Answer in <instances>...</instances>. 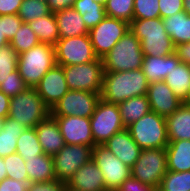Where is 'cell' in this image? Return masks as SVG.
Here are the masks:
<instances>
[{
    "instance_id": "cell-1",
    "label": "cell",
    "mask_w": 190,
    "mask_h": 191,
    "mask_svg": "<svg viewBox=\"0 0 190 191\" xmlns=\"http://www.w3.org/2000/svg\"><path fill=\"white\" fill-rule=\"evenodd\" d=\"M149 82L142 70L104 71L101 98L119 104L129 98L147 95Z\"/></svg>"
},
{
    "instance_id": "cell-2",
    "label": "cell",
    "mask_w": 190,
    "mask_h": 191,
    "mask_svg": "<svg viewBox=\"0 0 190 191\" xmlns=\"http://www.w3.org/2000/svg\"><path fill=\"white\" fill-rule=\"evenodd\" d=\"M129 30L140 41L144 56H168L175 52V46L160 17L133 19L129 23Z\"/></svg>"
},
{
    "instance_id": "cell-3",
    "label": "cell",
    "mask_w": 190,
    "mask_h": 191,
    "mask_svg": "<svg viewBox=\"0 0 190 191\" xmlns=\"http://www.w3.org/2000/svg\"><path fill=\"white\" fill-rule=\"evenodd\" d=\"M56 65L55 48L47 43H39L19 54L17 70L29 88H35L41 78Z\"/></svg>"
},
{
    "instance_id": "cell-4",
    "label": "cell",
    "mask_w": 190,
    "mask_h": 191,
    "mask_svg": "<svg viewBox=\"0 0 190 191\" xmlns=\"http://www.w3.org/2000/svg\"><path fill=\"white\" fill-rule=\"evenodd\" d=\"M141 43L129 30L102 58L104 71L121 72L142 68Z\"/></svg>"
},
{
    "instance_id": "cell-5",
    "label": "cell",
    "mask_w": 190,
    "mask_h": 191,
    "mask_svg": "<svg viewBox=\"0 0 190 191\" xmlns=\"http://www.w3.org/2000/svg\"><path fill=\"white\" fill-rule=\"evenodd\" d=\"M126 129L142 150L166 148L169 143L166 118L153 111L148 112Z\"/></svg>"
},
{
    "instance_id": "cell-6",
    "label": "cell",
    "mask_w": 190,
    "mask_h": 191,
    "mask_svg": "<svg viewBox=\"0 0 190 191\" xmlns=\"http://www.w3.org/2000/svg\"><path fill=\"white\" fill-rule=\"evenodd\" d=\"M50 114L51 110L45 105L35 88H27L10 99L8 117L26 128L36 127Z\"/></svg>"
},
{
    "instance_id": "cell-7",
    "label": "cell",
    "mask_w": 190,
    "mask_h": 191,
    "mask_svg": "<svg viewBox=\"0 0 190 191\" xmlns=\"http://www.w3.org/2000/svg\"><path fill=\"white\" fill-rule=\"evenodd\" d=\"M69 90H81L101 94L103 86V60L62 66Z\"/></svg>"
},
{
    "instance_id": "cell-8",
    "label": "cell",
    "mask_w": 190,
    "mask_h": 191,
    "mask_svg": "<svg viewBox=\"0 0 190 191\" xmlns=\"http://www.w3.org/2000/svg\"><path fill=\"white\" fill-rule=\"evenodd\" d=\"M90 123L94 146L103 145L115 133L125 129L118 104L107 102L102 98L90 117Z\"/></svg>"
},
{
    "instance_id": "cell-9",
    "label": "cell",
    "mask_w": 190,
    "mask_h": 191,
    "mask_svg": "<svg viewBox=\"0 0 190 191\" xmlns=\"http://www.w3.org/2000/svg\"><path fill=\"white\" fill-rule=\"evenodd\" d=\"M167 171L166 148H154L141 150L139 158L131 168V175L158 189Z\"/></svg>"
},
{
    "instance_id": "cell-10",
    "label": "cell",
    "mask_w": 190,
    "mask_h": 191,
    "mask_svg": "<svg viewBox=\"0 0 190 191\" xmlns=\"http://www.w3.org/2000/svg\"><path fill=\"white\" fill-rule=\"evenodd\" d=\"M54 48L56 64L61 66L90 63L98 58L94 53L89 34L61 38Z\"/></svg>"
},
{
    "instance_id": "cell-11",
    "label": "cell",
    "mask_w": 190,
    "mask_h": 191,
    "mask_svg": "<svg viewBox=\"0 0 190 191\" xmlns=\"http://www.w3.org/2000/svg\"><path fill=\"white\" fill-rule=\"evenodd\" d=\"M92 160L102 172L106 190L116 191L131 176V168L120 161L104 145L93 147Z\"/></svg>"
},
{
    "instance_id": "cell-12",
    "label": "cell",
    "mask_w": 190,
    "mask_h": 191,
    "mask_svg": "<svg viewBox=\"0 0 190 191\" xmlns=\"http://www.w3.org/2000/svg\"><path fill=\"white\" fill-rule=\"evenodd\" d=\"M128 31V22L105 17L89 31L95 55L102 59Z\"/></svg>"
},
{
    "instance_id": "cell-13",
    "label": "cell",
    "mask_w": 190,
    "mask_h": 191,
    "mask_svg": "<svg viewBox=\"0 0 190 191\" xmlns=\"http://www.w3.org/2000/svg\"><path fill=\"white\" fill-rule=\"evenodd\" d=\"M101 99V94L69 90L51 109L52 116H79L90 118Z\"/></svg>"
},
{
    "instance_id": "cell-14",
    "label": "cell",
    "mask_w": 190,
    "mask_h": 191,
    "mask_svg": "<svg viewBox=\"0 0 190 191\" xmlns=\"http://www.w3.org/2000/svg\"><path fill=\"white\" fill-rule=\"evenodd\" d=\"M93 147L77 144H66L53 155L56 179L67 183L73 174L92 159Z\"/></svg>"
},
{
    "instance_id": "cell-15",
    "label": "cell",
    "mask_w": 190,
    "mask_h": 191,
    "mask_svg": "<svg viewBox=\"0 0 190 191\" xmlns=\"http://www.w3.org/2000/svg\"><path fill=\"white\" fill-rule=\"evenodd\" d=\"M60 128L65 144L94 147L90 118L79 116H53Z\"/></svg>"
},
{
    "instance_id": "cell-16",
    "label": "cell",
    "mask_w": 190,
    "mask_h": 191,
    "mask_svg": "<svg viewBox=\"0 0 190 191\" xmlns=\"http://www.w3.org/2000/svg\"><path fill=\"white\" fill-rule=\"evenodd\" d=\"M38 95L51 110L60 99L69 91L65 74L61 65H54L35 87Z\"/></svg>"
},
{
    "instance_id": "cell-17",
    "label": "cell",
    "mask_w": 190,
    "mask_h": 191,
    "mask_svg": "<svg viewBox=\"0 0 190 191\" xmlns=\"http://www.w3.org/2000/svg\"><path fill=\"white\" fill-rule=\"evenodd\" d=\"M147 97L151 111L165 118L184 103L164 81L149 83Z\"/></svg>"
},
{
    "instance_id": "cell-18",
    "label": "cell",
    "mask_w": 190,
    "mask_h": 191,
    "mask_svg": "<svg viewBox=\"0 0 190 191\" xmlns=\"http://www.w3.org/2000/svg\"><path fill=\"white\" fill-rule=\"evenodd\" d=\"M103 145L130 168L136 163L142 150L126 128L115 133Z\"/></svg>"
},
{
    "instance_id": "cell-19",
    "label": "cell",
    "mask_w": 190,
    "mask_h": 191,
    "mask_svg": "<svg viewBox=\"0 0 190 191\" xmlns=\"http://www.w3.org/2000/svg\"><path fill=\"white\" fill-rule=\"evenodd\" d=\"M66 185L81 191H107L102 172L92 159L82 165Z\"/></svg>"
},
{
    "instance_id": "cell-20",
    "label": "cell",
    "mask_w": 190,
    "mask_h": 191,
    "mask_svg": "<svg viewBox=\"0 0 190 191\" xmlns=\"http://www.w3.org/2000/svg\"><path fill=\"white\" fill-rule=\"evenodd\" d=\"M38 141L46 155L57 154L66 144L56 119L50 114L35 127Z\"/></svg>"
},
{
    "instance_id": "cell-21",
    "label": "cell",
    "mask_w": 190,
    "mask_h": 191,
    "mask_svg": "<svg viewBox=\"0 0 190 191\" xmlns=\"http://www.w3.org/2000/svg\"><path fill=\"white\" fill-rule=\"evenodd\" d=\"M180 63L176 53L168 56H144L142 70L149 83L164 81L169 72Z\"/></svg>"
},
{
    "instance_id": "cell-22",
    "label": "cell",
    "mask_w": 190,
    "mask_h": 191,
    "mask_svg": "<svg viewBox=\"0 0 190 191\" xmlns=\"http://www.w3.org/2000/svg\"><path fill=\"white\" fill-rule=\"evenodd\" d=\"M54 15L57 21L59 39L89 34L82 16L73 8L58 11Z\"/></svg>"
},
{
    "instance_id": "cell-23",
    "label": "cell",
    "mask_w": 190,
    "mask_h": 191,
    "mask_svg": "<svg viewBox=\"0 0 190 191\" xmlns=\"http://www.w3.org/2000/svg\"><path fill=\"white\" fill-rule=\"evenodd\" d=\"M169 141L190 140V104L183 103L166 117Z\"/></svg>"
},
{
    "instance_id": "cell-24",
    "label": "cell",
    "mask_w": 190,
    "mask_h": 191,
    "mask_svg": "<svg viewBox=\"0 0 190 191\" xmlns=\"http://www.w3.org/2000/svg\"><path fill=\"white\" fill-rule=\"evenodd\" d=\"M29 182H47L56 180L53 158L51 155L41 154L32 158H23Z\"/></svg>"
},
{
    "instance_id": "cell-25",
    "label": "cell",
    "mask_w": 190,
    "mask_h": 191,
    "mask_svg": "<svg viewBox=\"0 0 190 191\" xmlns=\"http://www.w3.org/2000/svg\"><path fill=\"white\" fill-rule=\"evenodd\" d=\"M166 157L168 171H190V140L169 141Z\"/></svg>"
},
{
    "instance_id": "cell-26",
    "label": "cell",
    "mask_w": 190,
    "mask_h": 191,
    "mask_svg": "<svg viewBox=\"0 0 190 191\" xmlns=\"http://www.w3.org/2000/svg\"><path fill=\"white\" fill-rule=\"evenodd\" d=\"M162 20L174 46L190 42V15L182 11Z\"/></svg>"
},
{
    "instance_id": "cell-27",
    "label": "cell",
    "mask_w": 190,
    "mask_h": 191,
    "mask_svg": "<svg viewBox=\"0 0 190 191\" xmlns=\"http://www.w3.org/2000/svg\"><path fill=\"white\" fill-rule=\"evenodd\" d=\"M125 128L151 111L147 95L135 96L118 104Z\"/></svg>"
},
{
    "instance_id": "cell-28",
    "label": "cell",
    "mask_w": 190,
    "mask_h": 191,
    "mask_svg": "<svg viewBox=\"0 0 190 191\" xmlns=\"http://www.w3.org/2000/svg\"><path fill=\"white\" fill-rule=\"evenodd\" d=\"M25 126L10 117H6L0 132V157H6L16 152L17 139L24 132Z\"/></svg>"
},
{
    "instance_id": "cell-29",
    "label": "cell",
    "mask_w": 190,
    "mask_h": 191,
    "mask_svg": "<svg viewBox=\"0 0 190 191\" xmlns=\"http://www.w3.org/2000/svg\"><path fill=\"white\" fill-rule=\"evenodd\" d=\"M164 82L181 101L185 102L190 87V65L180 62L176 67H173Z\"/></svg>"
},
{
    "instance_id": "cell-30",
    "label": "cell",
    "mask_w": 190,
    "mask_h": 191,
    "mask_svg": "<svg viewBox=\"0 0 190 191\" xmlns=\"http://www.w3.org/2000/svg\"><path fill=\"white\" fill-rule=\"evenodd\" d=\"M28 25L35 32L40 43L54 46L59 40L57 21L53 12L28 22Z\"/></svg>"
},
{
    "instance_id": "cell-31",
    "label": "cell",
    "mask_w": 190,
    "mask_h": 191,
    "mask_svg": "<svg viewBox=\"0 0 190 191\" xmlns=\"http://www.w3.org/2000/svg\"><path fill=\"white\" fill-rule=\"evenodd\" d=\"M73 9L82 16L89 31L107 17L104 6L92 0H76Z\"/></svg>"
},
{
    "instance_id": "cell-32",
    "label": "cell",
    "mask_w": 190,
    "mask_h": 191,
    "mask_svg": "<svg viewBox=\"0 0 190 191\" xmlns=\"http://www.w3.org/2000/svg\"><path fill=\"white\" fill-rule=\"evenodd\" d=\"M16 152L23 158H32L44 154L43 149L38 141L35 127L26 128L17 139Z\"/></svg>"
},
{
    "instance_id": "cell-33",
    "label": "cell",
    "mask_w": 190,
    "mask_h": 191,
    "mask_svg": "<svg viewBox=\"0 0 190 191\" xmlns=\"http://www.w3.org/2000/svg\"><path fill=\"white\" fill-rule=\"evenodd\" d=\"M157 191H190V171H167Z\"/></svg>"
},
{
    "instance_id": "cell-34",
    "label": "cell",
    "mask_w": 190,
    "mask_h": 191,
    "mask_svg": "<svg viewBox=\"0 0 190 191\" xmlns=\"http://www.w3.org/2000/svg\"><path fill=\"white\" fill-rule=\"evenodd\" d=\"M106 15L130 23L134 19V0H107Z\"/></svg>"
},
{
    "instance_id": "cell-35",
    "label": "cell",
    "mask_w": 190,
    "mask_h": 191,
    "mask_svg": "<svg viewBox=\"0 0 190 191\" xmlns=\"http://www.w3.org/2000/svg\"><path fill=\"white\" fill-rule=\"evenodd\" d=\"M50 13L51 11L46 1L23 0L18 16L21 18L23 23H28Z\"/></svg>"
},
{
    "instance_id": "cell-36",
    "label": "cell",
    "mask_w": 190,
    "mask_h": 191,
    "mask_svg": "<svg viewBox=\"0 0 190 191\" xmlns=\"http://www.w3.org/2000/svg\"><path fill=\"white\" fill-rule=\"evenodd\" d=\"M39 43L35 32L30 28L28 23H23L14 38L9 42L18 54L28 51Z\"/></svg>"
},
{
    "instance_id": "cell-37",
    "label": "cell",
    "mask_w": 190,
    "mask_h": 191,
    "mask_svg": "<svg viewBox=\"0 0 190 191\" xmlns=\"http://www.w3.org/2000/svg\"><path fill=\"white\" fill-rule=\"evenodd\" d=\"M18 58L19 54L10 44L0 47V85L17 70Z\"/></svg>"
},
{
    "instance_id": "cell-38",
    "label": "cell",
    "mask_w": 190,
    "mask_h": 191,
    "mask_svg": "<svg viewBox=\"0 0 190 191\" xmlns=\"http://www.w3.org/2000/svg\"><path fill=\"white\" fill-rule=\"evenodd\" d=\"M7 171V178L14 180H29L25 167V160L17 152L3 157Z\"/></svg>"
},
{
    "instance_id": "cell-39",
    "label": "cell",
    "mask_w": 190,
    "mask_h": 191,
    "mask_svg": "<svg viewBox=\"0 0 190 191\" xmlns=\"http://www.w3.org/2000/svg\"><path fill=\"white\" fill-rule=\"evenodd\" d=\"M160 17L159 0H134V19Z\"/></svg>"
},
{
    "instance_id": "cell-40",
    "label": "cell",
    "mask_w": 190,
    "mask_h": 191,
    "mask_svg": "<svg viewBox=\"0 0 190 191\" xmlns=\"http://www.w3.org/2000/svg\"><path fill=\"white\" fill-rule=\"evenodd\" d=\"M27 88L29 87L25 84L18 70L12 72L10 77L0 85V91L4 92L10 98L25 91Z\"/></svg>"
},
{
    "instance_id": "cell-41",
    "label": "cell",
    "mask_w": 190,
    "mask_h": 191,
    "mask_svg": "<svg viewBox=\"0 0 190 191\" xmlns=\"http://www.w3.org/2000/svg\"><path fill=\"white\" fill-rule=\"evenodd\" d=\"M160 18L170 17L183 11V0H159Z\"/></svg>"
},
{
    "instance_id": "cell-42",
    "label": "cell",
    "mask_w": 190,
    "mask_h": 191,
    "mask_svg": "<svg viewBox=\"0 0 190 191\" xmlns=\"http://www.w3.org/2000/svg\"><path fill=\"white\" fill-rule=\"evenodd\" d=\"M66 183L59 180L30 182L27 191H64Z\"/></svg>"
},
{
    "instance_id": "cell-43",
    "label": "cell",
    "mask_w": 190,
    "mask_h": 191,
    "mask_svg": "<svg viewBox=\"0 0 190 191\" xmlns=\"http://www.w3.org/2000/svg\"><path fill=\"white\" fill-rule=\"evenodd\" d=\"M4 28H5V37L11 41L20 26L23 24V21L18 16V14L14 15H3Z\"/></svg>"
},
{
    "instance_id": "cell-44",
    "label": "cell",
    "mask_w": 190,
    "mask_h": 191,
    "mask_svg": "<svg viewBox=\"0 0 190 191\" xmlns=\"http://www.w3.org/2000/svg\"><path fill=\"white\" fill-rule=\"evenodd\" d=\"M116 191H157V189L149 184L142 183L131 175Z\"/></svg>"
},
{
    "instance_id": "cell-45",
    "label": "cell",
    "mask_w": 190,
    "mask_h": 191,
    "mask_svg": "<svg viewBox=\"0 0 190 191\" xmlns=\"http://www.w3.org/2000/svg\"><path fill=\"white\" fill-rule=\"evenodd\" d=\"M29 183V180L4 178L0 182V191H27Z\"/></svg>"
},
{
    "instance_id": "cell-46",
    "label": "cell",
    "mask_w": 190,
    "mask_h": 191,
    "mask_svg": "<svg viewBox=\"0 0 190 191\" xmlns=\"http://www.w3.org/2000/svg\"><path fill=\"white\" fill-rule=\"evenodd\" d=\"M23 0H0V16L18 14Z\"/></svg>"
},
{
    "instance_id": "cell-47",
    "label": "cell",
    "mask_w": 190,
    "mask_h": 191,
    "mask_svg": "<svg viewBox=\"0 0 190 191\" xmlns=\"http://www.w3.org/2000/svg\"><path fill=\"white\" fill-rule=\"evenodd\" d=\"M75 1L76 0H46L50 11L53 13L65 10L67 8H73Z\"/></svg>"
},
{
    "instance_id": "cell-48",
    "label": "cell",
    "mask_w": 190,
    "mask_h": 191,
    "mask_svg": "<svg viewBox=\"0 0 190 191\" xmlns=\"http://www.w3.org/2000/svg\"><path fill=\"white\" fill-rule=\"evenodd\" d=\"M175 53L181 63L190 65V42L175 46Z\"/></svg>"
},
{
    "instance_id": "cell-49",
    "label": "cell",
    "mask_w": 190,
    "mask_h": 191,
    "mask_svg": "<svg viewBox=\"0 0 190 191\" xmlns=\"http://www.w3.org/2000/svg\"><path fill=\"white\" fill-rule=\"evenodd\" d=\"M10 97L0 91V118L5 119L9 115Z\"/></svg>"
},
{
    "instance_id": "cell-50",
    "label": "cell",
    "mask_w": 190,
    "mask_h": 191,
    "mask_svg": "<svg viewBox=\"0 0 190 191\" xmlns=\"http://www.w3.org/2000/svg\"><path fill=\"white\" fill-rule=\"evenodd\" d=\"M9 40L5 37V28L3 16H0V47L9 44Z\"/></svg>"
},
{
    "instance_id": "cell-51",
    "label": "cell",
    "mask_w": 190,
    "mask_h": 191,
    "mask_svg": "<svg viewBox=\"0 0 190 191\" xmlns=\"http://www.w3.org/2000/svg\"><path fill=\"white\" fill-rule=\"evenodd\" d=\"M7 178V171L5 167V162L2 157H0V182L4 179Z\"/></svg>"
},
{
    "instance_id": "cell-52",
    "label": "cell",
    "mask_w": 190,
    "mask_h": 191,
    "mask_svg": "<svg viewBox=\"0 0 190 191\" xmlns=\"http://www.w3.org/2000/svg\"><path fill=\"white\" fill-rule=\"evenodd\" d=\"M183 11L190 15V0H183Z\"/></svg>"
},
{
    "instance_id": "cell-53",
    "label": "cell",
    "mask_w": 190,
    "mask_h": 191,
    "mask_svg": "<svg viewBox=\"0 0 190 191\" xmlns=\"http://www.w3.org/2000/svg\"><path fill=\"white\" fill-rule=\"evenodd\" d=\"M95 1L96 3L102 4L103 6L106 4L107 0H92Z\"/></svg>"
},
{
    "instance_id": "cell-54",
    "label": "cell",
    "mask_w": 190,
    "mask_h": 191,
    "mask_svg": "<svg viewBox=\"0 0 190 191\" xmlns=\"http://www.w3.org/2000/svg\"><path fill=\"white\" fill-rule=\"evenodd\" d=\"M64 191H81V190H77V189H74V188L68 187V186L66 185V187H65V190H64Z\"/></svg>"
},
{
    "instance_id": "cell-55",
    "label": "cell",
    "mask_w": 190,
    "mask_h": 191,
    "mask_svg": "<svg viewBox=\"0 0 190 191\" xmlns=\"http://www.w3.org/2000/svg\"><path fill=\"white\" fill-rule=\"evenodd\" d=\"M184 103L190 104V87H189V90H188L187 100Z\"/></svg>"
},
{
    "instance_id": "cell-56",
    "label": "cell",
    "mask_w": 190,
    "mask_h": 191,
    "mask_svg": "<svg viewBox=\"0 0 190 191\" xmlns=\"http://www.w3.org/2000/svg\"><path fill=\"white\" fill-rule=\"evenodd\" d=\"M3 121H4V119H3V118H0V132H1V130H2Z\"/></svg>"
}]
</instances>
